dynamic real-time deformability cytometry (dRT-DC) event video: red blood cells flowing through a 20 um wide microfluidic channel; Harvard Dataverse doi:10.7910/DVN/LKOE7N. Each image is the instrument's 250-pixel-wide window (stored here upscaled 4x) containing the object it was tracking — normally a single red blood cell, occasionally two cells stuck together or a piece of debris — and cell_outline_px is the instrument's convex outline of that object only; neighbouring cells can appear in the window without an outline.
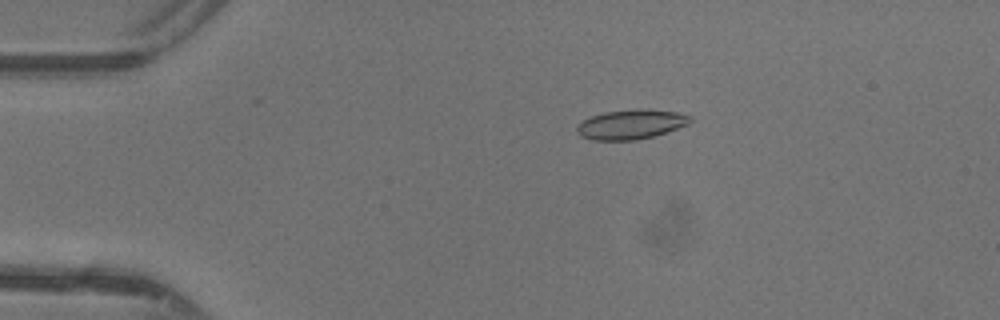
{"species": "common noctule bat (a hibernating species)", "species_latin": "Nyctalus noctula", "temperature_condition": "warm", "stored_images_in_passage": 44, "camera_frame_rate_fps": 3000, "um_per_image_px": 0.085, "animal": {"sex": "female"}, "frame": {"image": 1, "passage_image": 10, "time_ms": 3.0, "image_size_px": [1000, 320], "cell_outline_px": [[692, 120], [688, 124], [652, 136], [636, 140], [592, 140], [580, 136], [576, 132], [576, 128], [584, 120], [592, 116], [604, 112], [640, 108], [648, 108], [676, 112], [692, 116]], "centroid_in_image_um": [53.63, 10.56], "position_along_channel_um": 31.4, "area_um2": 19.48}}
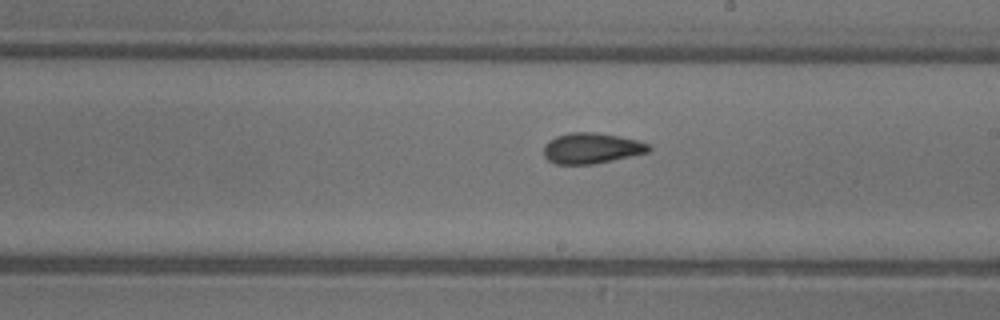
{"frame": {"image": 2, "passage_image": 28, "time_ms": 9.0, "image_size_px": [1000, 320], "cell_outline_px": [[652, 148], [648, 152], [612, 160], [592, 164], [556, 164], [548, 160], [544, 156], [544, 144], [548, 140], [556, 136], [568, 132], [596, 132], [640, 140], [648, 144]], "centroid_in_image_um": [50.26, 12.58], "position_along_channel_um": 238.7, "area_um2": 18.84}}
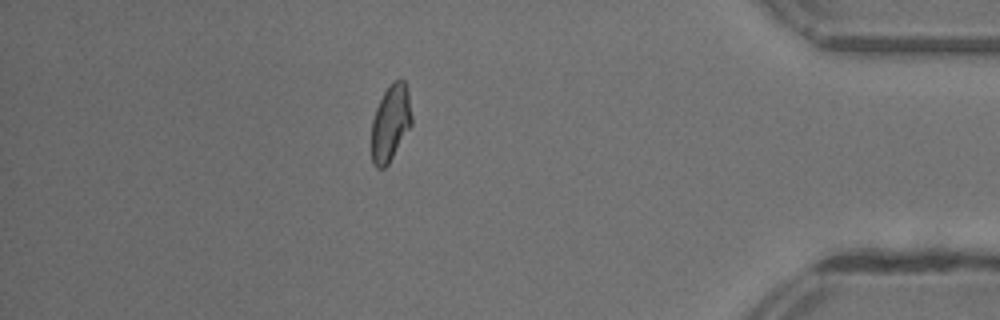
{"frame": {"image": 3, "passage_image": 42, "time_ms": 13.667, "image_size_px": [1000, 320], "cell_outline_px": [[412, 124], [388, 164], [384, 168], [376, 168], [372, 164], [372, 120], [376, 108], [388, 84], [400, 76], [404, 80], [408, 92], [412, 116]], "centroid_in_image_um": [33.2, 10.41], "position_along_channel_um": 402.0, "area_um2": 17.98}}